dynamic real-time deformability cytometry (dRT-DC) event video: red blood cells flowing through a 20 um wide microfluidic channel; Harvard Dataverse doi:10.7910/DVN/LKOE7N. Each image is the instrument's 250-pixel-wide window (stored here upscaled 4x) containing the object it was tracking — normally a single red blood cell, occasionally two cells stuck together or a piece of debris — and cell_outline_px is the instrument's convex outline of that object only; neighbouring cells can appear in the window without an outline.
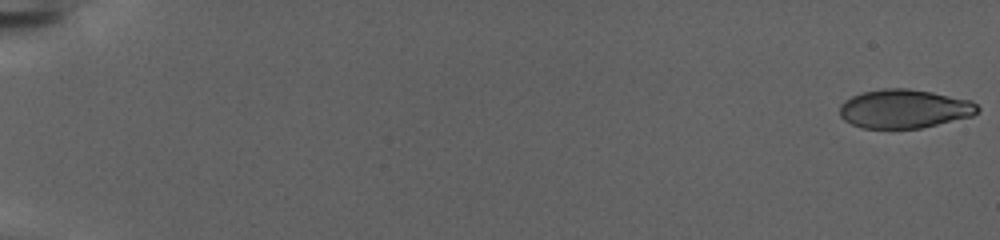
{"species": "human", "species_latin": "Homo sapiens", "temperature_condition": "warm", "stored_images_in_passage": 158, "camera_frame_rate_fps": 3000, "um_per_image_px": 0.085, "donor": {"sex": "female"}, "frame": {"image": 1, "passage_image": 1, "time_ms": 0.0, "image_size_px": [1000, 240], "cell_outline_px": [[980, 108], [972, 116], [920, 128], [864, 128], [852, 124], [844, 120], [840, 116], [840, 104], [844, 100], [852, 96], [864, 92], [884, 88], [908, 88], [932, 92], [972, 100]], "centroid_in_image_um": [76.86, 9.24], "position_along_channel_um": 8.1, "area_um2": 31.1}}
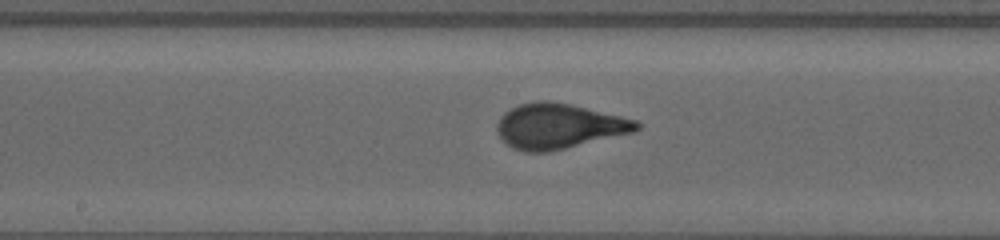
{"frame": {"image": 2, "passage_image": 89, "time_ms": 29.333, "image_size_px": [1000, 240], "cell_outline_px": [[640, 128], [636, 132], [548, 152], [524, 152], [512, 148], [496, 132], [496, 124], [500, 116], [504, 112], [520, 104], [536, 100], [548, 100], [572, 104], [636, 120], [640, 124]], "centroid_in_image_um": [47.49, 10.72], "position_along_channel_um": 200.7, "area_um2": 36.88}}
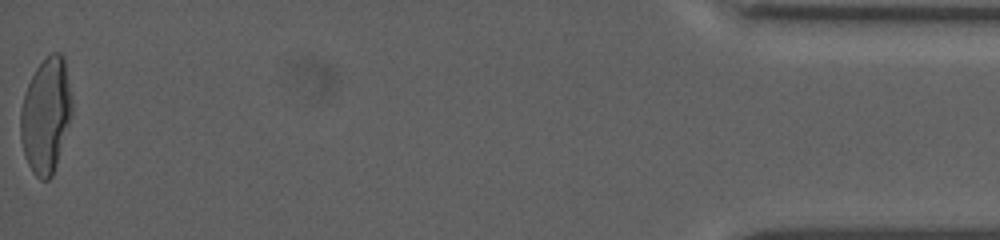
{"frame": {"image": 3, "passage_image": 158, "time_ms": 52.333, "image_size_px": [1000, 240], "cell_outline_px": [[72, 112], [56, 164], [52, 176], [48, 180], [40, 180], [32, 172], [24, 156], [20, 140], [20, 112], [24, 92], [36, 68], [52, 52], [60, 52], [64, 56], [72, 100]], "centroid_in_image_um": [3.88, 9.81], "position_along_channel_um": 431.3, "area_um2": 34.45}}